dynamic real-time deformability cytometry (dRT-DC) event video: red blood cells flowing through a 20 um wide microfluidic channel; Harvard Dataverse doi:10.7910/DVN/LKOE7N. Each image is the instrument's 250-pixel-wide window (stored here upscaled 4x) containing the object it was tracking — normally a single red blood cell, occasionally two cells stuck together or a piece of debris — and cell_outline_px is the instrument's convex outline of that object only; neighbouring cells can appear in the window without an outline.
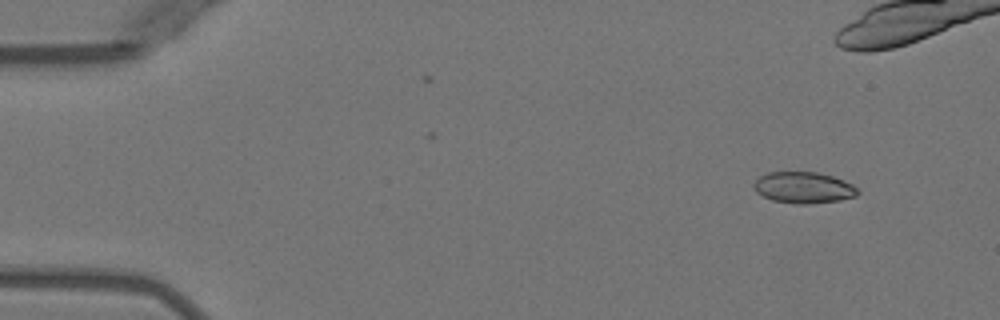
{"species": "Egyptian fruit bat (a non-hibernating species)", "species_latin": "Rousettus aegyptiacus", "temperature_condition": "warm", "stored_images_in_passage": 6, "camera_frame_rate_fps": 3000, "um_per_image_px": 0.085, "animal": {"sex": "female"}, "frame": {"image": 1, "passage_image": 1, "time_ms": 0.0, "image_size_px": [1000, 320], "cell_outline_px": [[860, 192], [856, 196], [840, 200], [808, 204], [796, 204], [772, 200], [756, 192], [752, 184], [760, 176], [768, 172], [816, 172], [832, 176], [852, 184]], "centroid_in_image_um": [68.29, 15.95], "position_along_channel_um": 16.7, "area_um2": 18.9}}